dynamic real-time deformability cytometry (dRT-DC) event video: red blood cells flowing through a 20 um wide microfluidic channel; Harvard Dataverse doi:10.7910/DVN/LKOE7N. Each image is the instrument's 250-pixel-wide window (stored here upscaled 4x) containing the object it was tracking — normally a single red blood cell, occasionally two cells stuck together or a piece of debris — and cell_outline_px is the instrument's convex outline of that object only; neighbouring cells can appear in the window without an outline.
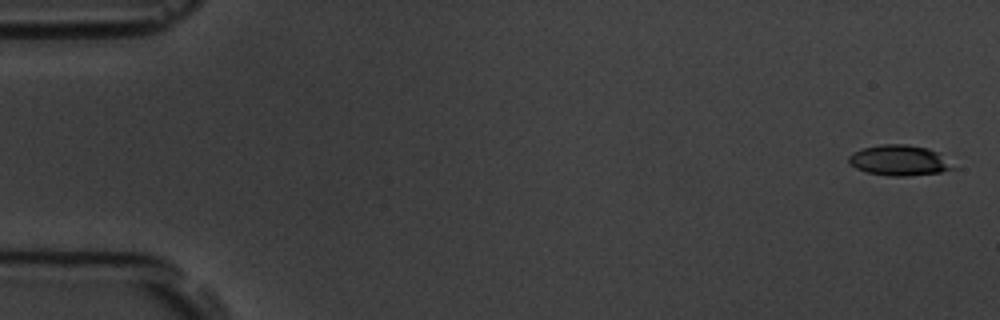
{"species": "common noctule bat (a hibernating species)", "species_latin": "Nyctalus noctula", "temperature_condition": "room temperature", "stored_images_in_passage": 4, "camera_frame_rate_fps": 3000, "um_per_image_px": 0.085, "animal": {"sex": "male", "body_mass_g": 19.5, "forearm_length_mm": 54.6}, "frame": {"image": 1, "passage_image": 1, "time_ms": 0.0, "image_size_px": [1000, 320], "cell_outline_px": [[960, 168], [940, 172], [908, 176], [888, 176], [868, 172], [856, 168], [848, 164], [848, 156], [852, 152], [864, 148], [880, 144], [904, 144], [928, 148], [940, 152]], "centroid_in_image_um": [76.5, 13.63], "position_along_channel_um": 8.5, "area_um2": 18.96}}